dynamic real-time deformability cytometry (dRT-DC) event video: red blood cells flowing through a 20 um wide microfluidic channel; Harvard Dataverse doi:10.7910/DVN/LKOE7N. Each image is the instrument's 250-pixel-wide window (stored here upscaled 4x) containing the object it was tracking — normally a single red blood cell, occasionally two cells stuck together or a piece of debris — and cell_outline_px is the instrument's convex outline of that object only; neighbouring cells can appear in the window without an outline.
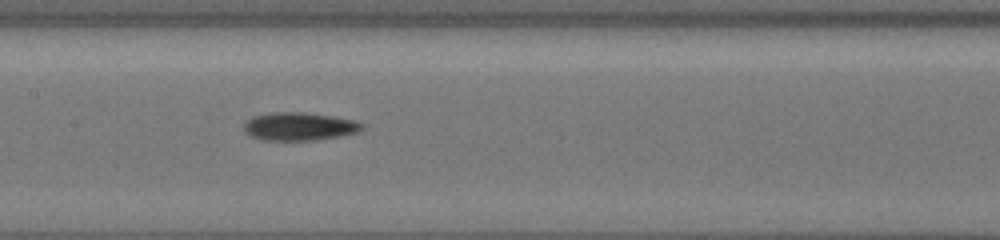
{"species": "common noctule bat (a hibernating species)", "species_latin": "Nyctalus noctula", "temperature_condition": "cold", "stored_images_in_passage": 35, "camera_frame_rate_fps": 3000, "um_per_image_px": 0.085, "animal": {"sex": "female", "body_mass_g": 19.5, "forearm_length_mm": 54.1}, "frame": {"image": 1, "passage_image": 16, "time_ms": 5.0, "image_size_px": [1000, 240], "cell_outline_px": [[364, 124], [356, 132], [316, 140], [264, 140], [252, 136], [244, 132], [244, 124], [252, 116], [272, 112], [304, 112], [332, 116], [356, 120]], "centroid_in_image_um": [25.4, 10.73], "position_along_channel_um": 182.0, "area_um2": 19.13}}
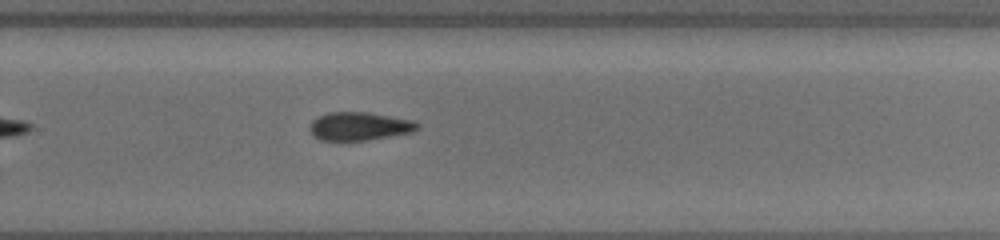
{"frame": {"image": 2, "passage_image": 25, "time_ms": 8.0, "image_size_px": [1000, 240], "cell_outline_px": [[420, 128], [412, 132], [368, 140], [320, 140], [308, 128], [312, 120], [328, 112], [368, 112], [412, 120], [420, 124]], "centroid_in_image_um": [30.57, 10.72], "position_along_channel_um": 299.2, "area_um2": 17.63}}